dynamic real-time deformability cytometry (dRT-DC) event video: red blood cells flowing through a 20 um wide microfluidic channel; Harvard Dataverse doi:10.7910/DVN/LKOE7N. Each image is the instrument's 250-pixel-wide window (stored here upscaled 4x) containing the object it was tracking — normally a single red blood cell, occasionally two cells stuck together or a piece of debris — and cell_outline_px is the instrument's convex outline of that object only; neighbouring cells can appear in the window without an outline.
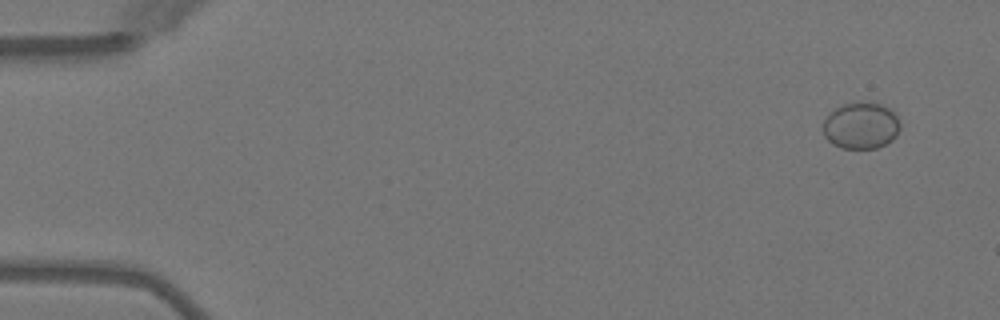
{"species": "Egyptian fruit bat (a non-hibernating species)", "species_latin": "Rousettus aegyptiacus", "temperature_condition": "warm", "stored_images_in_passage": 3, "camera_frame_rate_fps": 3000, "um_per_image_px": 0.085, "animal": {"sex": "female"}, "frame": {"image": 1, "passage_image": 1, "time_ms": 0.0, "image_size_px": [1000, 320], "cell_outline_px": [[900, 128], [896, 136], [892, 140], [876, 148], [840, 148], [832, 144], [824, 136], [824, 120], [836, 108], [844, 104], [860, 100], [876, 100], [884, 104], [900, 120]], "centroid_in_image_um": [73.21, 10.64], "position_along_channel_um": 11.8, "area_um2": 21.27}}